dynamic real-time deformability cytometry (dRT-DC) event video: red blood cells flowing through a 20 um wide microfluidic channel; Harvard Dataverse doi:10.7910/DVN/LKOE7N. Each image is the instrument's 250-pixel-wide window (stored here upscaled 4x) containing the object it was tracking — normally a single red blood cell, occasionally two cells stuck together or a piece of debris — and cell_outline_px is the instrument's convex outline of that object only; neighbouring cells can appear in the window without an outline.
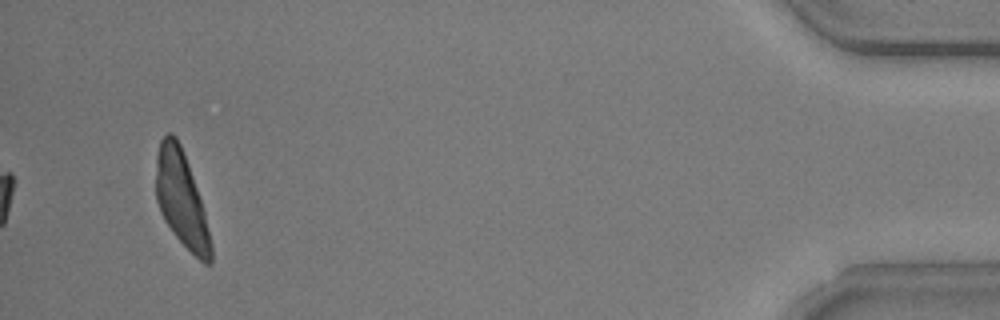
{"species": "common noctule bat (a hibernating species)", "species_latin": "Nyctalus noctula", "temperature_condition": "warm", "stored_images_in_passage": 34, "camera_frame_rate_fps": 3000, "um_per_image_px": 0.085, "animal": {"sex": "male", "body_mass_g": 20.5, "forearm_length_mm": 52.5}, "frame": {"image": 1, "passage_image": 34, "time_ms": 11.0, "image_size_px": [1000, 320], "cell_outline_px": [[212, 264], [204, 264], [176, 236], [164, 220], [160, 212], [156, 200], [156, 156], [160, 140], [168, 132], [172, 132], [176, 136], [180, 144], [188, 164], [204, 212], [212, 244]], "centroid_in_image_um": [15.4, 16.92], "position_along_channel_um": 419.8, "area_um2": 30.11}}